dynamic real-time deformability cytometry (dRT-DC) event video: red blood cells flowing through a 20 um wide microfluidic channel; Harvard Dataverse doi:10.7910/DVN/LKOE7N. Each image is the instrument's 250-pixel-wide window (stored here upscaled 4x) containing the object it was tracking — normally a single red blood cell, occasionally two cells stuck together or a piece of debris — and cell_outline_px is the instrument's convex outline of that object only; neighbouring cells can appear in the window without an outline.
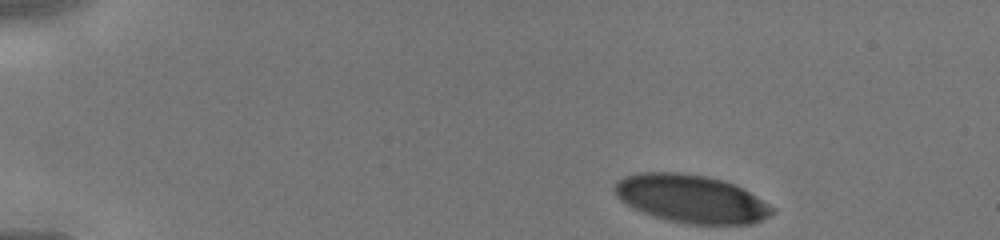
{"species": "human", "species_latin": "Homo sapiens", "temperature_condition": "cold", "stored_images_in_passage": 33, "camera_frame_rate_fps": 3000, "um_per_image_px": 0.085, "donor": {"sex": "male"}, "frame": {"image": 1, "passage_image": 1, "time_ms": 0.0, "image_size_px": [1000, 240], "cell_outline_px": [[776, 212], [752, 224], [688, 224], [668, 220], [644, 212], [620, 200], [616, 196], [612, 188], [624, 176], [640, 172], [676, 172], [708, 176], [724, 180], [748, 192], [776, 208]], "centroid_in_image_um": [58.75, 16.89], "position_along_channel_um": 26.2, "area_um2": 43.75}}
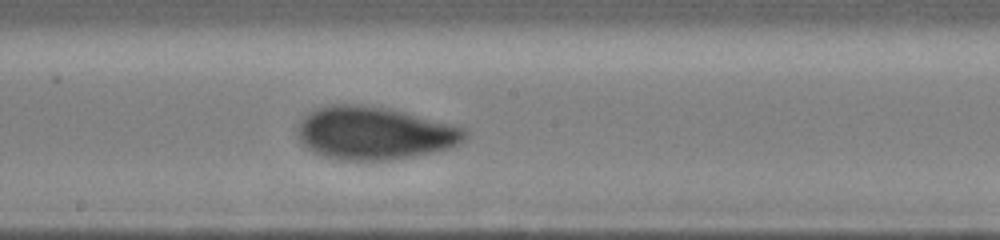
{"frame": {"image": 2, "passage_image": 20, "time_ms": 6.333, "image_size_px": [1000, 240], "cell_outline_px": [[468, 136], [460, 144], [448, 148], [416, 156], [392, 160], [336, 160], [312, 152], [300, 140], [296, 128], [300, 120], [308, 112], [316, 108], [332, 104], [360, 104], [388, 108], [404, 112], [464, 128], [468, 132]], "centroid_in_image_um": [31.79, 11.32], "position_along_channel_um": 216.4, "area_um2": 51.73}}
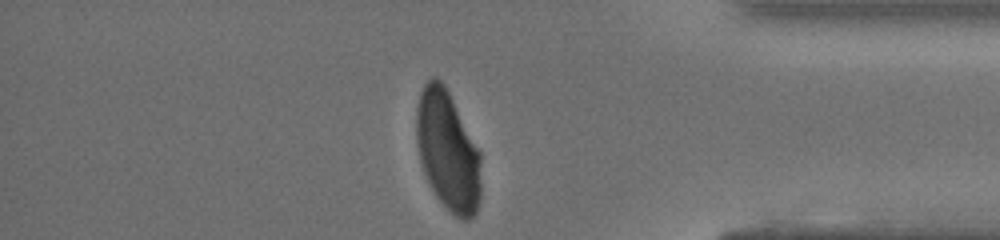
{"frame": {"image": 3, "passage_image": 33, "time_ms": 10.667, "image_size_px": [1000, 240], "cell_outline_px": [[480, 200], [476, 212], [468, 220], [464, 220], [456, 216], [436, 196], [424, 172], [420, 160], [416, 140], [416, 108], [420, 92], [424, 84], [432, 76], [436, 76], [444, 84], [480, 152]], "centroid_in_image_um": [38.04, 12.79], "position_along_channel_um": 397.2, "area_um2": 44.68}}